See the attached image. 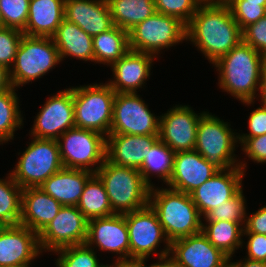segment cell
Instances as JSON below:
<instances>
[{
  "label": "cell",
  "instance_id": "d6a6232c",
  "mask_svg": "<svg viewBox=\"0 0 266 267\" xmlns=\"http://www.w3.org/2000/svg\"><path fill=\"white\" fill-rule=\"evenodd\" d=\"M16 89L0 92V144L13 140L15 130L23 125Z\"/></svg>",
  "mask_w": 266,
  "mask_h": 267
},
{
  "label": "cell",
  "instance_id": "52a82bcc",
  "mask_svg": "<svg viewBox=\"0 0 266 267\" xmlns=\"http://www.w3.org/2000/svg\"><path fill=\"white\" fill-rule=\"evenodd\" d=\"M61 62L52 37L23 35L17 49L10 79L14 88L41 78Z\"/></svg>",
  "mask_w": 266,
  "mask_h": 267
},
{
  "label": "cell",
  "instance_id": "ee69618b",
  "mask_svg": "<svg viewBox=\"0 0 266 267\" xmlns=\"http://www.w3.org/2000/svg\"><path fill=\"white\" fill-rule=\"evenodd\" d=\"M249 134H237L238 137H256L266 134V107L254 109L248 118Z\"/></svg>",
  "mask_w": 266,
  "mask_h": 267
},
{
  "label": "cell",
  "instance_id": "2e32d148",
  "mask_svg": "<svg viewBox=\"0 0 266 267\" xmlns=\"http://www.w3.org/2000/svg\"><path fill=\"white\" fill-rule=\"evenodd\" d=\"M40 253L38 233L21 224L0 228V267H30Z\"/></svg>",
  "mask_w": 266,
  "mask_h": 267
},
{
  "label": "cell",
  "instance_id": "e0dca14e",
  "mask_svg": "<svg viewBox=\"0 0 266 267\" xmlns=\"http://www.w3.org/2000/svg\"><path fill=\"white\" fill-rule=\"evenodd\" d=\"M86 244L96 245L101 251L119 254L118 261L130 262L129 235L125 215L88 220Z\"/></svg>",
  "mask_w": 266,
  "mask_h": 267
},
{
  "label": "cell",
  "instance_id": "f1b7e54d",
  "mask_svg": "<svg viewBox=\"0 0 266 267\" xmlns=\"http://www.w3.org/2000/svg\"><path fill=\"white\" fill-rule=\"evenodd\" d=\"M202 223V233L207 239L229 258L243 246L244 226L232 221H205Z\"/></svg>",
  "mask_w": 266,
  "mask_h": 267
},
{
  "label": "cell",
  "instance_id": "6da1fadb",
  "mask_svg": "<svg viewBox=\"0 0 266 267\" xmlns=\"http://www.w3.org/2000/svg\"><path fill=\"white\" fill-rule=\"evenodd\" d=\"M191 41L213 64L243 40L227 4L202 3L186 25V41Z\"/></svg>",
  "mask_w": 266,
  "mask_h": 267
},
{
  "label": "cell",
  "instance_id": "30bf717a",
  "mask_svg": "<svg viewBox=\"0 0 266 267\" xmlns=\"http://www.w3.org/2000/svg\"><path fill=\"white\" fill-rule=\"evenodd\" d=\"M129 49L158 55L164 48L186 41V25L178 18L155 12L128 32Z\"/></svg>",
  "mask_w": 266,
  "mask_h": 267
},
{
  "label": "cell",
  "instance_id": "b9f144b4",
  "mask_svg": "<svg viewBox=\"0 0 266 267\" xmlns=\"http://www.w3.org/2000/svg\"><path fill=\"white\" fill-rule=\"evenodd\" d=\"M242 151L254 162L266 163V134L256 137H238Z\"/></svg>",
  "mask_w": 266,
  "mask_h": 267
},
{
  "label": "cell",
  "instance_id": "ffe728a7",
  "mask_svg": "<svg viewBox=\"0 0 266 267\" xmlns=\"http://www.w3.org/2000/svg\"><path fill=\"white\" fill-rule=\"evenodd\" d=\"M219 171L195 149L174 155L173 172L167 188L190 194Z\"/></svg>",
  "mask_w": 266,
  "mask_h": 267
},
{
  "label": "cell",
  "instance_id": "ba28073f",
  "mask_svg": "<svg viewBox=\"0 0 266 267\" xmlns=\"http://www.w3.org/2000/svg\"><path fill=\"white\" fill-rule=\"evenodd\" d=\"M14 168L10 174L22 189L40 187L63 168L57 140L33 137Z\"/></svg>",
  "mask_w": 266,
  "mask_h": 267
},
{
  "label": "cell",
  "instance_id": "ab89813d",
  "mask_svg": "<svg viewBox=\"0 0 266 267\" xmlns=\"http://www.w3.org/2000/svg\"><path fill=\"white\" fill-rule=\"evenodd\" d=\"M23 35L21 30L4 26L0 27V64L9 70L14 64L17 49Z\"/></svg>",
  "mask_w": 266,
  "mask_h": 267
},
{
  "label": "cell",
  "instance_id": "7c38bea8",
  "mask_svg": "<svg viewBox=\"0 0 266 267\" xmlns=\"http://www.w3.org/2000/svg\"><path fill=\"white\" fill-rule=\"evenodd\" d=\"M159 119L137 93H116L109 134L159 135Z\"/></svg>",
  "mask_w": 266,
  "mask_h": 267
},
{
  "label": "cell",
  "instance_id": "9a60e30c",
  "mask_svg": "<svg viewBox=\"0 0 266 267\" xmlns=\"http://www.w3.org/2000/svg\"><path fill=\"white\" fill-rule=\"evenodd\" d=\"M35 118L31 137L57 140L74 128L73 87L49 97Z\"/></svg>",
  "mask_w": 266,
  "mask_h": 267
},
{
  "label": "cell",
  "instance_id": "11a10c76",
  "mask_svg": "<svg viewBox=\"0 0 266 267\" xmlns=\"http://www.w3.org/2000/svg\"><path fill=\"white\" fill-rule=\"evenodd\" d=\"M3 26V22H2V17H1V13H0V27Z\"/></svg>",
  "mask_w": 266,
  "mask_h": 267
},
{
  "label": "cell",
  "instance_id": "cb8c5ba5",
  "mask_svg": "<svg viewBox=\"0 0 266 267\" xmlns=\"http://www.w3.org/2000/svg\"><path fill=\"white\" fill-rule=\"evenodd\" d=\"M61 207L57 200L39 187L22 189L19 224L39 234L56 217Z\"/></svg>",
  "mask_w": 266,
  "mask_h": 267
},
{
  "label": "cell",
  "instance_id": "f907efd6",
  "mask_svg": "<svg viewBox=\"0 0 266 267\" xmlns=\"http://www.w3.org/2000/svg\"><path fill=\"white\" fill-rule=\"evenodd\" d=\"M146 263L145 262H141V261H131V262H123L121 261V267H149V266H145Z\"/></svg>",
  "mask_w": 266,
  "mask_h": 267
},
{
  "label": "cell",
  "instance_id": "816d5d0a",
  "mask_svg": "<svg viewBox=\"0 0 266 267\" xmlns=\"http://www.w3.org/2000/svg\"><path fill=\"white\" fill-rule=\"evenodd\" d=\"M202 3L207 4H227L230 0H201Z\"/></svg>",
  "mask_w": 266,
  "mask_h": 267
},
{
  "label": "cell",
  "instance_id": "74e56055",
  "mask_svg": "<svg viewBox=\"0 0 266 267\" xmlns=\"http://www.w3.org/2000/svg\"><path fill=\"white\" fill-rule=\"evenodd\" d=\"M157 13L170 15L178 18L187 25L198 7L202 4L201 0H154Z\"/></svg>",
  "mask_w": 266,
  "mask_h": 267
},
{
  "label": "cell",
  "instance_id": "8fae6325",
  "mask_svg": "<svg viewBox=\"0 0 266 267\" xmlns=\"http://www.w3.org/2000/svg\"><path fill=\"white\" fill-rule=\"evenodd\" d=\"M124 215L129 235L130 262H145L150 254L157 252V247L162 240L166 243L165 249L160 250L157 255L169 254L170 242L159 222L157 213L150 204Z\"/></svg>",
  "mask_w": 266,
  "mask_h": 267
},
{
  "label": "cell",
  "instance_id": "ac0fdd59",
  "mask_svg": "<svg viewBox=\"0 0 266 267\" xmlns=\"http://www.w3.org/2000/svg\"><path fill=\"white\" fill-rule=\"evenodd\" d=\"M245 175L240 167L219 170L210 179L190 193L201 216L233 198L242 189Z\"/></svg>",
  "mask_w": 266,
  "mask_h": 267
},
{
  "label": "cell",
  "instance_id": "5bb4252c",
  "mask_svg": "<svg viewBox=\"0 0 266 267\" xmlns=\"http://www.w3.org/2000/svg\"><path fill=\"white\" fill-rule=\"evenodd\" d=\"M189 105H175L160 115L158 139L175 153L194 150L200 118Z\"/></svg>",
  "mask_w": 266,
  "mask_h": 267
},
{
  "label": "cell",
  "instance_id": "681fc988",
  "mask_svg": "<svg viewBox=\"0 0 266 267\" xmlns=\"http://www.w3.org/2000/svg\"><path fill=\"white\" fill-rule=\"evenodd\" d=\"M259 94L261 99V105L266 107V60L262 65L260 85H259Z\"/></svg>",
  "mask_w": 266,
  "mask_h": 267
},
{
  "label": "cell",
  "instance_id": "4316f807",
  "mask_svg": "<svg viewBox=\"0 0 266 267\" xmlns=\"http://www.w3.org/2000/svg\"><path fill=\"white\" fill-rule=\"evenodd\" d=\"M61 61L66 56L94 62L93 37L77 24L64 19L52 36Z\"/></svg>",
  "mask_w": 266,
  "mask_h": 267
},
{
  "label": "cell",
  "instance_id": "8992f818",
  "mask_svg": "<svg viewBox=\"0 0 266 267\" xmlns=\"http://www.w3.org/2000/svg\"><path fill=\"white\" fill-rule=\"evenodd\" d=\"M116 92L107 84L73 87L75 127L109 135Z\"/></svg>",
  "mask_w": 266,
  "mask_h": 267
},
{
  "label": "cell",
  "instance_id": "7bdbcfd3",
  "mask_svg": "<svg viewBox=\"0 0 266 267\" xmlns=\"http://www.w3.org/2000/svg\"><path fill=\"white\" fill-rule=\"evenodd\" d=\"M247 235V256L251 260L266 262V235L257 233H243Z\"/></svg>",
  "mask_w": 266,
  "mask_h": 267
},
{
  "label": "cell",
  "instance_id": "f546056e",
  "mask_svg": "<svg viewBox=\"0 0 266 267\" xmlns=\"http://www.w3.org/2000/svg\"><path fill=\"white\" fill-rule=\"evenodd\" d=\"M107 1L113 24L127 32L156 12L154 0Z\"/></svg>",
  "mask_w": 266,
  "mask_h": 267
},
{
  "label": "cell",
  "instance_id": "1f68e13d",
  "mask_svg": "<svg viewBox=\"0 0 266 267\" xmlns=\"http://www.w3.org/2000/svg\"><path fill=\"white\" fill-rule=\"evenodd\" d=\"M174 155L175 152L159 139L151 146L139 169L144 181L150 187L154 186L150 181L152 175H157L166 184L169 182L173 172Z\"/></svg>",
  "mask_w": 266,
  "mask_h": 267
},
{
  "label": "cell",
  "instance_id": "603a6c76",
  "mask_svg": "<svg viewBox=\"0 0 266 267\" xmlns=\"http://www.w3.org/2000/svg\"><path fill=\"white\" fill-rule=\"evenodd\" d=\"M65 19L94 37L114 26L107 0H65Z\"/></svg>",
  "mask_w": 266,
  "mask_h": 267
},
{
  "label": "cell",
  "instance_id": "f6af8a7d",
  "mask_svg": "<svg viewBox=\"0 0 266 267\" xmlns=\"http://www.w3.org/2000/svg\"><path fill=\"white\" fill-rule=\"evenodd\" d=\"M243 233H257L266 235V206L261 207L252 215L245 218Z\"/></svg>",
  "mask_w": 266,
  "mask_h": 267
},
{
  "label": "cell",
  "instance_id": "5b68a950",
  "mask_svg": "<svg viewBox=\"0 0 266 267\" xmlns=\"http://www.w3.org/2000/svg\"><path fill=\"white\" fill-rule=\"evenodd\" d=\"M230 126L228 122L206 112L199 120L194 149L219 170L240 167L245 172L247 163L235 158L238 136Z\"/></svg>",
  "mask_w": 266,
  "mask_h": 267
},
{
  "label": "cell",
  "instance_id": "9c48e42d",
  "mask_svg": "<svg viewBox=\"0 0 266 267\" xmlns=\"http://www.w3.org/2000/svg\"><path fill=\"white\" fill-rule=\"evenodd\" d=\"M57 142L64 168L95 174L106 159V137L96 131L74 127L63 133Z\"/></svg>",
  "mask_w": 266,
  "mask_h": 267
},
{
  "label": "cell",
  "instance_id": "83f0119b",
  "mask_svg": "<svg viewBox=\"0 0 266 267\" xmlns=\"http://www.w3.org/2000/svg\"><path fill=\"white\" fill-rule=\"evenodd\" d=\"M94 62L111 66L129 49L128 32L118 26L93 37Z\"/></svg>",
  "mask_w": 266,
  "mask_h": 267
},
{
  "label": "cell",
  "instance_id": "d6986e66",
  "mask_svg": "<svg viewBox=\"0 0 266 267\" xmlns=\"http://www.w3.org/2000/svg\"><path fill=\"white\" fill-rule=\"evenodd\" d=\"M171 254L183 267H228L229 257L201 232L170 243Z\"/></svg>",
  "mask_w": 266,
  "mask_h": 267
},
{
  "label": "cell",
  "instance_id": "836d02e7",
  "mask_svg": "<svg viewBox=\"0 0 266 267\" xmlns=\"http://www.w3.org/2000/svg\"><path fill=\"white\" fill-rule=\"evenodd\" d=\"M22 188L11 174L0 179V224L18 225L21 220Z\"/></svg>",
  "mask_w": 266,
  "mask_h": 267
},
{
  "label": "cell",
  "instance_id": "277c9868",
  "mask_svg": "<svg viewBox=\"0 0 266 267\" xmlns=\"http://www.w3.org/2000/svg\"><path fill=\"white\" fill-rule=\"evenodd\" d=\"M103 182L114 214H126L149 204L150 186L135 168L112 164L107 159L95 173Z\"/></svg>",
  "mask_w": 266,
  "mask_h": 267
},
{
  "label": "cell",
  "instance_id": "c3c4849f",
  "mask_svg": "<svg viewBox=\"0 0 266 267\" xmlns=\"http://www.w3.org/2000/svg\"><path fill=\"white\" fill-rule=\"evenodd\" d=\"M231 259H228V267H266V262H261L257 260H251L245 258L238 262H230Z\"/></svg>",
  "mask_w": 266,
  "mask_h": 267
},
{
  "label": "cell",
  "instance_id": "e575fe53",
  "mask_svg": "<svg viewBox=\"0 0 266 267\" xmlns=\"http://www.w3.org/2000/svg\"><path fill=\"white\" fill-rule=\"evenodd\" d=\"M92 247L84 243L55 251L54 253L60 254L55 262L56 267H100L102 264L94 251L96 247Z\"/></svg>",
  "mask_w": 266,
  "mask_h": 267
},
{
  "label": "cell",
  "instance_id": "bcb514c9",
  "mask_svg": "<svg viewBox=\"0 0 266 267\" xmlns=\"http://www.w3.org/2000/svg\"><path fill=\"white\" fill-rule=\"evenodd\" d=\"M170 256V257H169ZM157 263L151 264L149 267H183L172 255L166 254L159 256Z\"/></svg>",
  "mask_w": 266,
  "mask_h": 267
},
{
  "label": "cell",
  "instance_id": "d4e9b609",
  "mask_svg": "<svg viewBox=\"0 0 266 267\" xmlns=\"http://www.w3.org/2000/svg\"><path fill=\"white\" fill-rule=\"evenodd\" d=\"M94 173L80 169L62 168L51 175L39 188L62 206H77L87 180Z\"/></svg>",
  "mask_w": 266,
  "mask_h": 267
},
{
  "label": "cell",
  "instance_id": "d590c367",
  "mask_svg": "<svg viewBox=\"0 0 266 267\" xmlns=\"http://www.w3.org/2000/svg\"><path fill=\"white\" fill-rule=\"evenodd\" d=\"M246 199L241 189L233 198L213 208L205 216V221H232L245 225Z\"/></svg>",
  "mask_w": 266,
  "mask_h": 267
},
{
  "label": "cell",
  "instance_id": "484cf974",
  "mask_svg": "<svg viewBox=\"0 0 266 267\" xmlns=\"http://www.w3.org/2000/svg\"><path fill=\"white\" fill-rule=\"evenodd\" d=\"M65 0H30L29 14L23 34L52 37L65 19Z\"/></svg>",
  "mask_w": 266,
  "mask_h": 267
},
{
  "label": "cell",
  "instance_id": "f35d334b",
  "mask_svg": "<svg viewBox=\"0 0 266 267\" xmlns=\"http://www.w3.org/2000/svg\"><path fill=\"white\" fill-rule=\"evenodd\" d=\"M227 5L242 30L266 15V6L246 3V0H230Z\"/></svg>",
  "mask_w": 266,
  "mask_h": 267
},
{
  "label": "cell",
  "instance_id": "f5cc1de1",
  "mask_svg": "<svg viewBox=\"0 0 266 267\" xmlns=\"http://www.w3.org/2000/svg\"><path fill=\"white\" fill-rule=\"evenodd\" d=\"M246 3L260 4L266 6V0H246Z\"/></svg>",
  "mask_w": 266,
  "mask_h": 267
},
{
  "label": "cell",
  "instance_id": "3957f363",
  "mask_svg": "<svg viewBox=\"0 0 266 267\" xmlns=\"http://www.w3.org/2000/svg\"><path fill=\"white\" fill-rule=\"evenodd\" d=\"M149 204L157 213L170 243L201 232L203 217L190 194L153 186L150 188Z\"/></svg>",
  "mask_w": 266,
  "mask_h": 267
},
{
  "label": "cell",
  "instance_id": "44dd1931",
  "mask_svg": "<svg viewBox=\"0 0 266 267\" xmlns=\"http://www.w3.org/2000/svg\"><path fill=\"white\" fill-rule=\"evenodd\" d=\"M154 58L157 57L149 53L129 50L110 66L114 78L107 84L116 93H137L151 75Z\"/></svg>",
  "mask_w": 266,
  "mask_h": 267
},
{
  "label": "cell",
  "instance_id": "8d00e7d4",
  "mask_svg": "<svg viewBox=\"0 0 266 267\" xmlns=\"http://www.w3.org/2000/svg\"><path fill=\"white\" fill-rule=\"evenodd\" d=\"M30 0H0V13L4 27L23 31L29 14Z\"/></svg>",
  "mask_w": 266,
  "mask_h": 267
},
{
  "label": "cell",
  "instance_id": "db71d44e",
  "mask_svg": "<svg viewBox=\"0 0 266 267\" xmlns=\"http://www.w3.org/2000/svg\"><path fill=\"white\" fill-rule=\"evenodd\" d=\"M116 262H114L112 265H101L100 267H121V261L115 260Z\"/></svg>",
  "mask_w": 266,
  "mask_h": 267
},
{
  "label": "cell",
  "instance_id": "7dc6e473",
  "mask_svg": "<svg viewBox=\"0 0 266 267\" xmlns=\"http://www.w3.org/2000/svg\"><path fill=\"white\" fill-rule=\"evenodd\" d=\"M12 87L13 85L10 79V70L4 65L0 64V92L9 90Z\"/></svg>",
  "mask_w": 266,
  "mask_h": 267
},
{
  "label": "cell",
  "instance_id": "60d3db41",
  "mask_svg": "<svg viewBox=\"0 0 266 267\" xmlns=\"http://www.w3.org/2000/svg\"><path fill=\"white\" fill-rule=\"evenodd\" d=\"M243 41L266 57V15L242 30Z\"/></svg>",
  "mask_w": 266,
  "mask_h": 267
},
{
  "label": "cell",
  "instance_id": "7a4b0ae2",
  "mask_svg": "<svg viewBox=\"0 0 266 267\" xmlns=\"http://www.w3.org/2000/svg\"><path fill=\"white\" fill-rule=\"evenodd\" d=\"M265 60L264 55L242 40L213 63L219 71V87L243 104H254Z\"/></svg>",
  "mask_w": 266,
  "mask_h": 267
},
{
  "label": "cell",
  "instance_id": "7402d4cb",
  "mask_svg": "<svg viewBox=\"0 0 266 267\" xmlns=\"http://www.w3.org/2000/svg\"><path fill=\"white\" fill-rule=\"evenodd\" d=\"M159 135L109 134L106 159L117 166L140 169Z\"/></svg>",
  "mask_w": 266,
  "mask_h": 267
},
{
  "label": "cell",
  "instance_id": "4dcf8cb0",
  "mask_svg": "<svg viewBox=\"0 0 266 267\" xmlns=\"http://www.w3.org/2000/svg\"><path fill=\"white\" fill-rule=\"evenodd\" d=\"M77 208L87 220L114 214L104 184L96 174L85 183Z\"/></svg>",
  "mask_w": 266,
  "mask_h": 267
},
{
  "label": "cell",
  "instance_id": "4fadbf2b",
  "mask_svg": "<svg viewBox=\"0 0 266 267\" xmlns=\"http://www.w3.org/2000/svg\"><path fill=\"white\" fill-rule=\"evenodd\" d=\"M88 220L77 206H62L56 217L38 234L41 251L86 243Z\"/></svg>",
  "mask_w": 266,
  "mask_h": 267
}]
</instances>
